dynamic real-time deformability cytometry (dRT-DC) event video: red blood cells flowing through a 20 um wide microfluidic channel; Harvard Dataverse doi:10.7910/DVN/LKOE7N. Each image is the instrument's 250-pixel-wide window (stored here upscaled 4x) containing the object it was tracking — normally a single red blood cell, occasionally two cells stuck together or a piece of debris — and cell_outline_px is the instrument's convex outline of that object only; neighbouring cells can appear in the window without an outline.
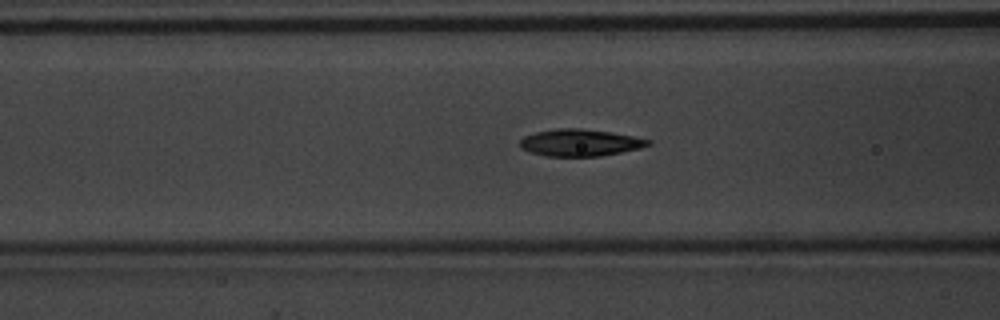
{"species": "common noctule bat (a hibernating species)", "species_latin": "Nyctalus noctula", "temperature_condition": "warm", "stored_images_in_passage": 51, "camera_frame_rate_fps": 3000, "um_per_image_px": 0.085, "animal": {"sex": "male", "body_mass_g": 20.1, "forearm_length_mm": 53.5}, "frame": {"image": 1, "passage_image": 22, "time_ms": 7.0, "image_size_px": [1000, 320], "cell_outline_px": [[652, 144], [640, 148], [600, 156], [544, 156], [520, 148], [520, 140], [524, 136], [536, 132], [556, 128], [580, 128], [608, 132], [632, 136], [652, 140]], "centroid_in_image_um": [49.29, 12.12], "position_along_channel_um": 117.3, "area_um2": 20.0}}
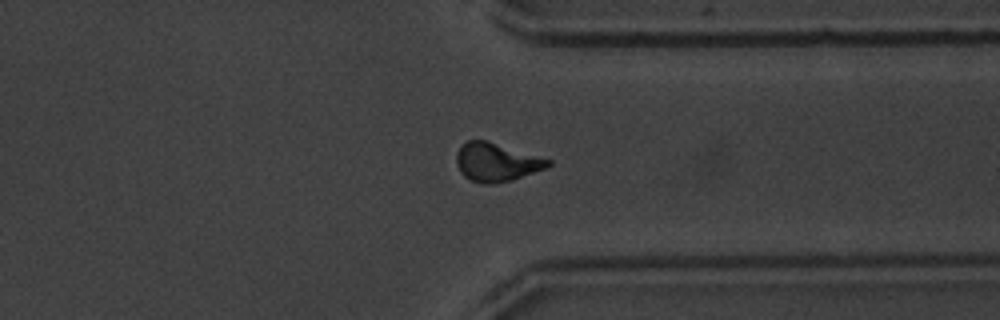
{"frame": {"image": 2, "passage_image": 42, "time_ms": 13.667, "image_size_px": [1000, 320], "cell_outline_px": [[552, 164], [548, 168], [512, 180], [488, 184], [484, 184], [472, 180], [464, 176], [460, 172], [456, 164], [456, 152], [468, 140], [488, 140], [552, 160]], "centroid_in_image_um": [42.22, 13.78], "position_along_channel_um": 369.2, "area_um2": 20.63}}
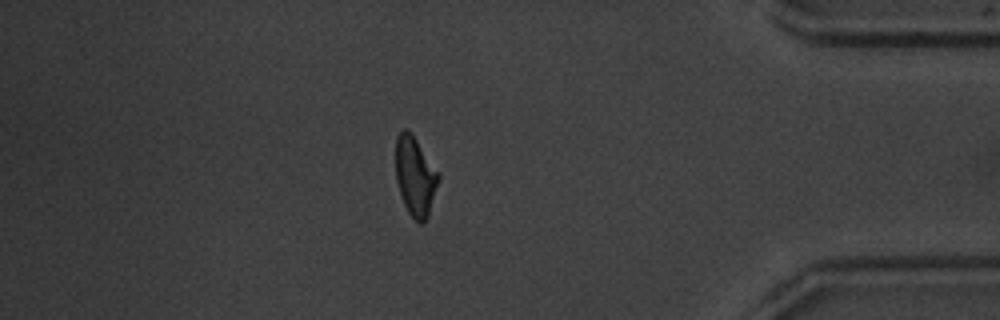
{"frame": {"image": 3, "passage_image": 47, "time_ms": 15.333, "image_size_px": [1000, 320], "cell_outline_px": [[440, 180], [428, 216], [424, 224], [420, 224], [408, 212], [404, 204], [396, 180], [396, 136], [404, 128], [408, 128], [412, 132], [440, 176]], "centroid_in_image_um": [35.29, 14.97], "position_along_channel_um": 399.9, "area_um2": 19.77}}